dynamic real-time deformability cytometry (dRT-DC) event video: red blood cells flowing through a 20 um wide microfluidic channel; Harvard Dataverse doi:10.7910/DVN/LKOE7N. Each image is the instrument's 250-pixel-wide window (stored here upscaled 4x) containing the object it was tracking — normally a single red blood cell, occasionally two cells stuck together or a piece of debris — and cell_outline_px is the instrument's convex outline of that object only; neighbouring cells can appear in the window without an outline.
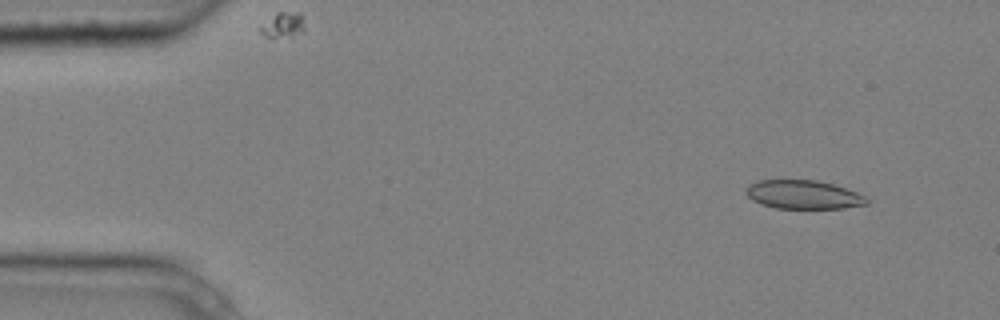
{"species": "common noctule bat (a hibernating species)", "species_latin": "Nyctalus noctula", "temperature_condition": "cold", "stored_images_in_passage": 6, "camera_frame_rate_fps": 3000, "um_per_image_px": 0.085, "animal": {"sex": "male", "body_mass_g": 20.4}, "frame": {"image": 1, "passage_image": 2, "time_ms": 0.333, "image_size_px": [1000, 320], "cell_outline_px": [[868, 204], [844, 208], [776, 208], [760, 204], [752, 200], [748, 196], [748, 188], [752, 184], [760, 180], [816, 180], [832, 184], [856, 192], [864, 196], [868, 200]], "centroid_in_image_um": [68.31, 16.55], "position_along_channel_um": 16.7, "area_um2": 19.83}}
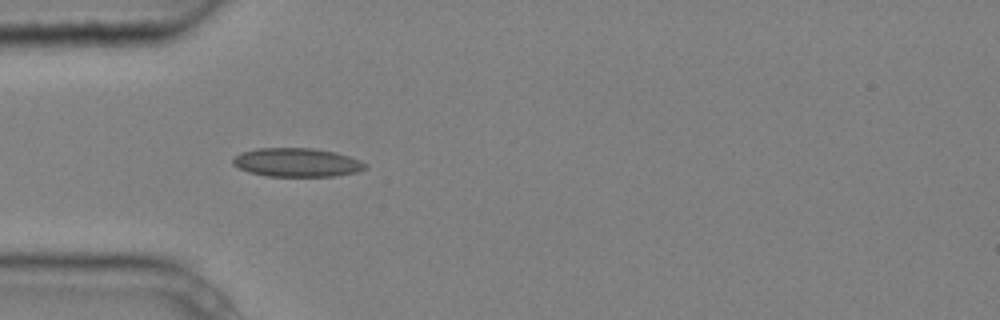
{"frame": {"image": 2, "passage_image": 5, "time_ms": 1.333, "image_size_px": [1000, 320], "cell_outline_px": [[368, 168], [356, 172], [332, 176], [268, 176], [248, 172], [232, 164], [232, 160], [240, 152], [256, 148], [312, 148], [336, 152], [360, 160], [368, 164]], "centroid_in_image_um": [25.24, 13.8], "position_along_channel_um": 59.8, "area_um2": 22.2}}
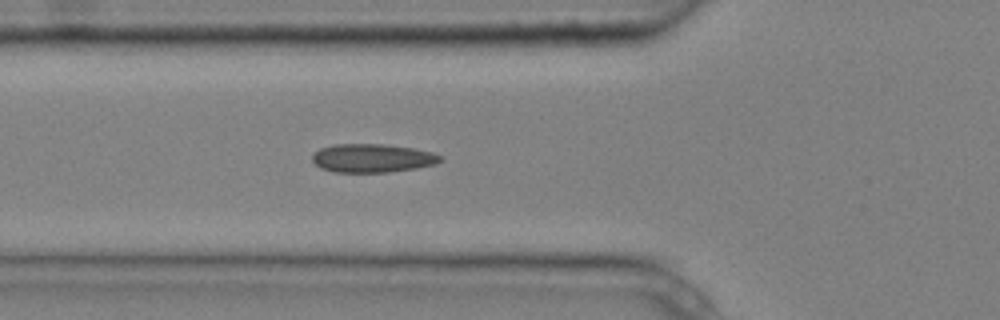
{"frame": {"image": 3, "passage_image": 6, "time_ms": 1.667, "image_size_px": [1000, 320], "cell_outline_px": [[444, 160], [436, 164], [416, 168], [388, 172], [332, 172], [320, 168], [312, 160], [312, 156], [320, 148], [332, 144], [380, 144], [412, 148], [432, 152], [444, 156]], "centroid_in_image_um": [31.67, 13.44], "position_along_channel_um": 94.1, "area_um2": 21.39}}